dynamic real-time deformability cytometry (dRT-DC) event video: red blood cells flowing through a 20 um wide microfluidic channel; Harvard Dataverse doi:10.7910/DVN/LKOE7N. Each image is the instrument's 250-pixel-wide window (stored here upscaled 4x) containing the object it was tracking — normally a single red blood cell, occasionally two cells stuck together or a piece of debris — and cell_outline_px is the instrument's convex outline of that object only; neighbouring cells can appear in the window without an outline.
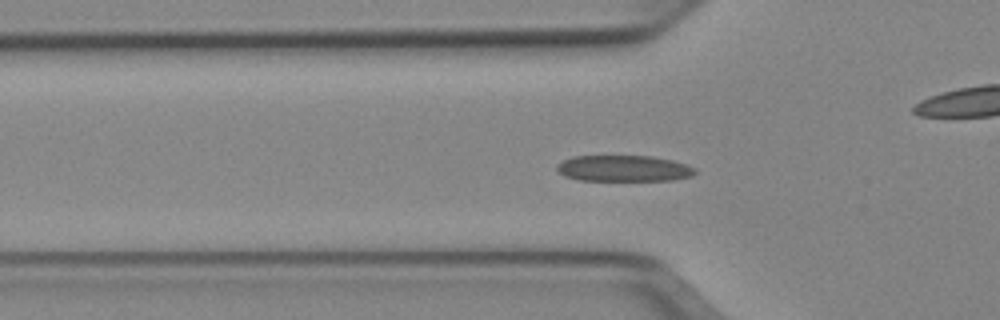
{"species": "Egyptian fruit bat (a non-hibernating species)", "species_latin": "Rousettus aegyptiacus", "temperature_condition": "cold", "stored_images_in_passage": 52, "camera_frame_rate_fps": 3000, "um_per_image_px": 0.085, "animal": {"sex": "female"}, "frame": {"image": 1, "passage_image": 16, "time_ms": 5.0, "image_size_px": [1000, 320], "cell_outline_px": [[696, 172], [692, 176], [672, 180], [580, 180], [564, 176], [556, 168], [556, 164], [572, 156], [652, 156], [672, 160], [696, 168]], "centroid_in_image_um": [53.01, 14.31], "position_along_channel_um": 72.8, "area_um2": 20.98}}
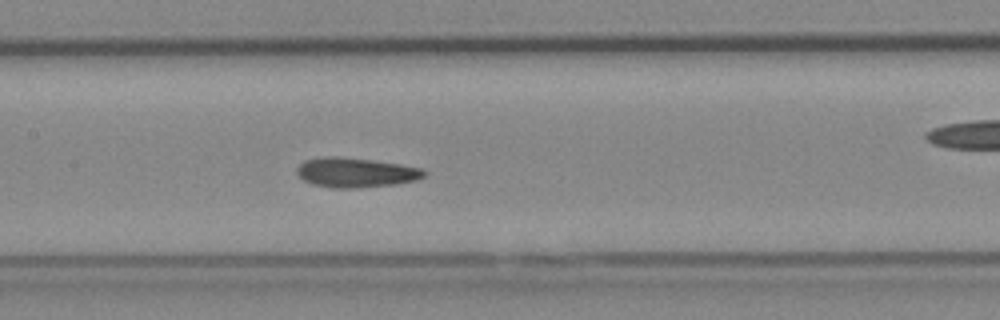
{"frame": {"image": 2, "passage_image": 24, "time_ms": 7.667, "image_size_px": [1000, 320], "cell_outline_px": [[428, 172], [424, 176], [416, 180], [396, 184], [352, 188], [332, 188], [312, 184], [304, 180], [296, 172], [296, 168], [304, 160], [324, 156], [336, 156], [372, 160], [400, 164], [424, 168]], "centroid_in_image_um": [30.24, 14.66], "position_along_channel_um": 177.2, "area_um2": 22.08}}
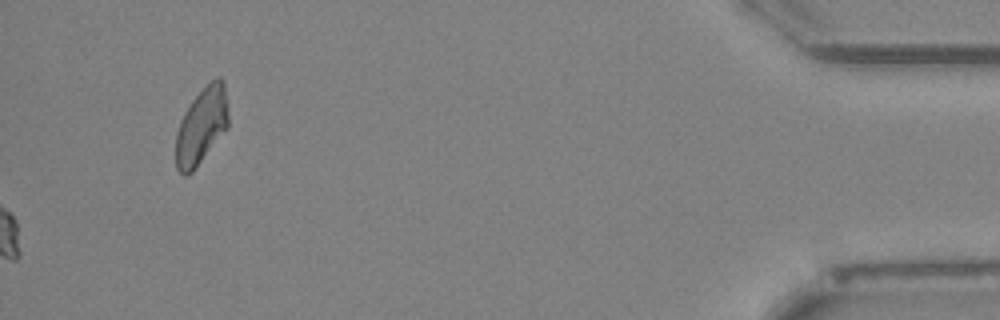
{"frame": {"image": 3, "passage_image": 52, "time_ms": 17.0, "image_size_px": [1000, 320], "cell_outline_px": [[228, 128], [192, 172], [188, 176], [184, 176], [176, 168], [176, 132], [180, 120], [184, 112], [192, 100], [216, 76], [220, 76], [224, 80], [228, 112]], "centroid_in_image_um": [17.13, 10.71], "position_along_channel_um": 418.1, "area_um2": 23.47}, "authors_computed_cell_mechanics": {"area_um2": 21.2415, "velocity_mm_per_s": 3.9187, "shape_relaxation_time_tau1_ms": 4.4858, "shape_relaxation_time_tau2_ms": 2.7524, "deformation_change_tau1": 0.1187, "deformation_change_tau2": 0.0882}}